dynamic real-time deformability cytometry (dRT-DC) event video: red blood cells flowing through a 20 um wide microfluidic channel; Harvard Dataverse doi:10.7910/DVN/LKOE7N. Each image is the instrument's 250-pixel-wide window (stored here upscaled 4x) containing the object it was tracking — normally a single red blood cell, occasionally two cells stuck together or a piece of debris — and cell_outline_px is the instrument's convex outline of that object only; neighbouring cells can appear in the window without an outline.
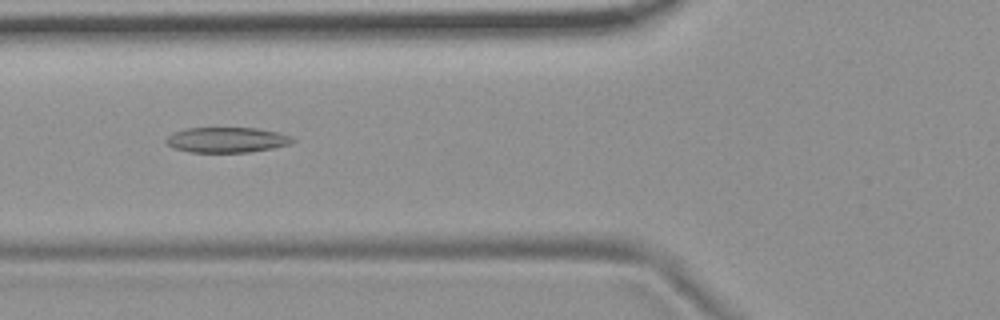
{"species": "common noctule bat (a hibernating species)", "species_latin": "Nyctalus noctula", "temperature_condition": "room temperature", "stored_images_in_passage": 53, "camera_frame_rate_fps": 3000, "um_per_image_px": 0.085, "animal": {"sex": "female", "body_mass_g": 19.9}, "frame": {"image": 1, "passage_image": 20, "time_ms": 6.333, "image_size_px": [1000, 320], "cell_outline_px": [[296, 140], [288, 144], [272, 148], [248, 152], [188, 152], [172, 148], [164, 140], [172, 132], [188, 128], [256, 128], [276, 132], [288, 136]], "centroid_in_image_um": [19.2, 11.89], "position_along_channel_um": 106.6, "area_um2": 18.5}}
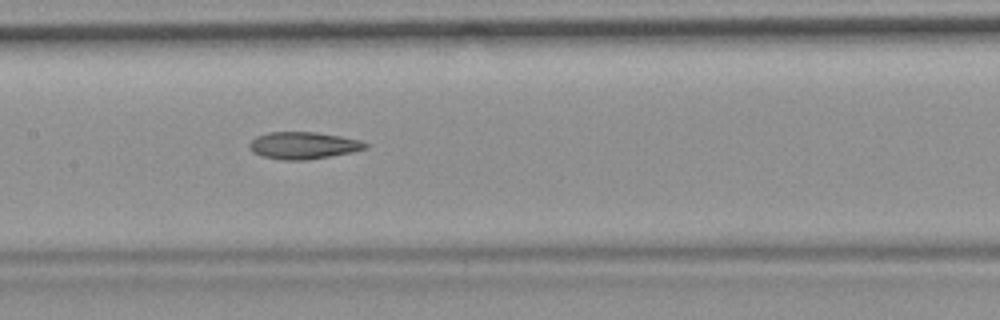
{"frame": {"image": 2, "passage_image": 26, "time_ms": 8.333, "image_size_px": [1000, 320], "cell_outline_px": [[368, 148], [352, 152], [308, 160], [284, 160], [264, 156], [252, 152], [248, 148], [248, 144], [256, 136], [268, 132], [316, 132], [340, 136], [360, 140], [368, 144]], "centroid_in_image_um": [25.77, 12.36], "position_along_channel_um": 181.6, "area_um2": 18.32}}
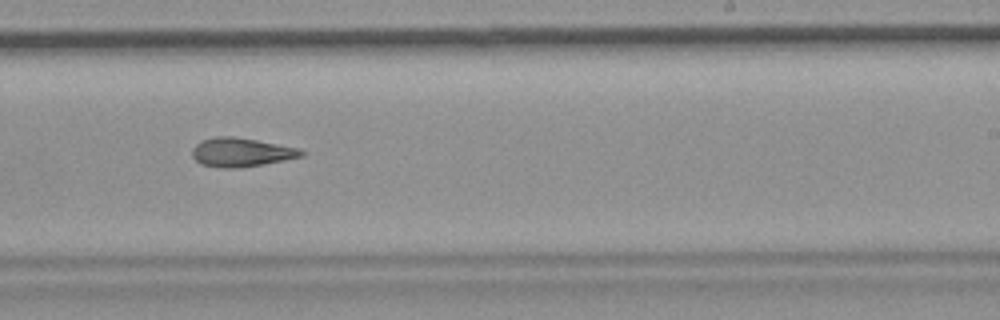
{"frame": {"image": 3, "passage_image": 33, "time_ms": 10.667, "image_size_px": [1000, 320], "cell_outline_px": [[304, 156], [284, 160], [240, 168], [220, 168], [200, 164], [192, 156], [192, 148], [200, 140], [216, 136], [232, 136], [256, 140], [296, 148], [304, 152]], "centroid_in_image_um": [20.43, 12.95], "position_along_channel_um": 268.6, "area_um2": 18.26}, "authors_computed_cell_mechanics": {"area_um2": 18.9584, "velocity_mm_per_s": 3.7468, "shape_relaxation_time_tau1_ms": null, "shape_relaxation_time_tau2_ms": 5.4211, "deformation_change_tau1": null, "deformation_change_tau2": 0.1652}}